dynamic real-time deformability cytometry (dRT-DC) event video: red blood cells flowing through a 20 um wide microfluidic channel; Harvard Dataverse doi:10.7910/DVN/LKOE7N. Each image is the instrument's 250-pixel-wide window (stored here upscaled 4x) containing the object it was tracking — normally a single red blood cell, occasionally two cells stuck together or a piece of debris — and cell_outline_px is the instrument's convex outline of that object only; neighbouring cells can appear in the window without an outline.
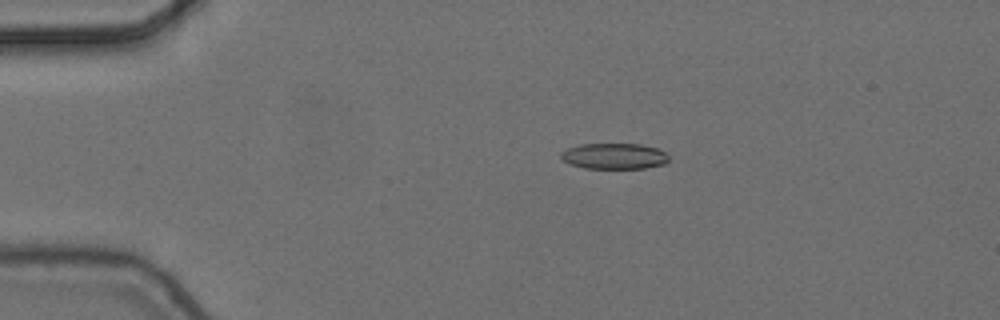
{"species": "common noctule bat (a hibernating species)", "species_latin": "Nyctalus noctula", "temperature_condition": "cold", "stored_images_in_passage": 8, "camera_frame_rate_fps": 3000, "um_per_image_px": 0.085, "animal": {"sex": "female", "body_mass_g": 24.6, "forearm_length_mm": 56.2}, "frame": {"image": 1, "passage_image": 4, "time_ms": 1.0, "image_size_px": [1000, 320], "cell_outline_px": [[668, 160], [664, 164], [644, 168], [584, 168], [568, 164], [560, 156], [560, 152], [568, 148], [580, 144], [640, 144], [656, 148], [664, 152], [668, 156]], "centroid_in_image_um": [52.17, 13.27], "position_along_channel_um": 32.8, "area_um2": 16.18}}
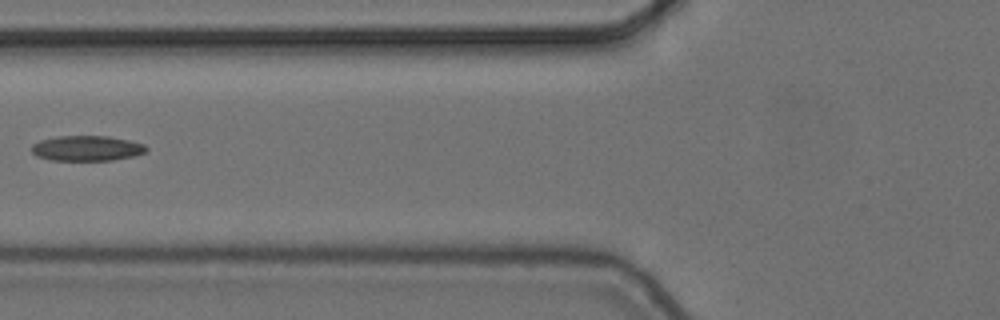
{"frame": {"image": 2, "passage_image": 7, "time_ms": 2.0, "image_size_px": [1000, 320], "cell_outline_px": [[148, 148], [144, 152], [132, 156], [112, 160], [48, 160], [36, 156], [32, 152], [32, 144], [40, 140], [60, 136], [108, 136], [128, 140], [144, 144]], "centroid_in_image_um": [7.35, 12.6], "position_along_channel_um": 118.5, "area_um2": 16.76}}
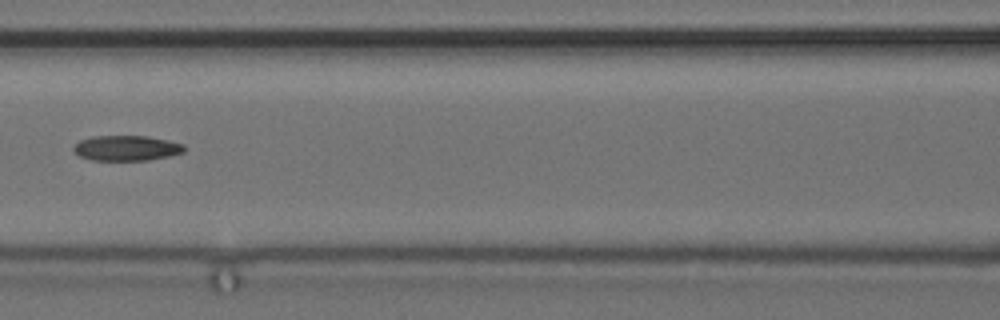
{"frame": {"image": 3, "passage_image": 8, "time_ms": 2.333, "image_size_px": [1000, 320], "cell_outline_px": [[184, 152], [168, 156], [148, 160], [92, 160], [80, 156], [72, 148], [80, 140], [92, 136], [148, 136], [168, 140], [184, 144]], "centroid_in_image_um": [10.76, 12.58], "position_along_channel_um": 155.8, "area_um2": 16.18}}